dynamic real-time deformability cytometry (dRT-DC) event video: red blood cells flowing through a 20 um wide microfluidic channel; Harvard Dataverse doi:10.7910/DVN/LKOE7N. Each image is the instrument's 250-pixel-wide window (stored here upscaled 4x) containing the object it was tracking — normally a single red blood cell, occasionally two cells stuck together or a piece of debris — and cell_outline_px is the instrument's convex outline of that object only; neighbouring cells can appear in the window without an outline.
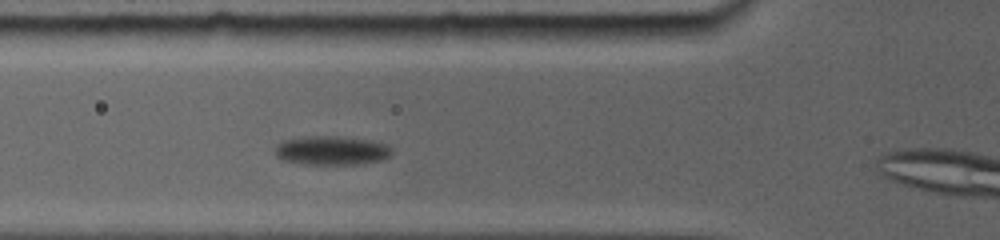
{"species": "common noctule bat (a hibernating species)", "species_latin": "Nyctalus noctula", "temperature_condition": "room temperature", "stored_images_in_passage": 7, "camera_frame_rate_fps": 5000, "um_per_image_px": 0.085, "animal": {"sex": "female", "body_mass_g": 19.0, "forearm_length_mm": 56.7}, "frame": {"image": 1, "passage_image": 3, "time_ms": 2.2, "image_size_px": [1000, 240], "cell_outline_px": [[392, 152], [388, 156], [380, 160], [364, 164], [304, 164], [284, 160], [276, 156], [276, 148], [280, 144], [288, 140], [316, 136], [360, 140], [380, 144], [388, 148]], "centroid_in_image_um": [28.14, 12.84], "position_along_channel_um": 97.7, "area_um2": 18.44}}
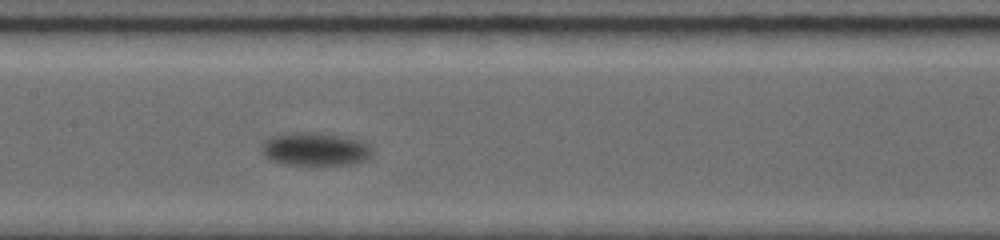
{"frame": {"image": 2, "passage_image": 5, "time_ms": 4.6, "image_size_px": [1000, 240], "cell_outline_px": [[372, 152], [364, 160], [352, 164], [284, 164], [272, 160], [264, 156], [264, 148], [272, 140], [280, 136], [332, 136], [348, 140], [360, 144], [368, 148]], "centroid_in_image_um": [26.8, 12.8], "position_along_channel_um": 180.6, "area_um2": 18.38}}
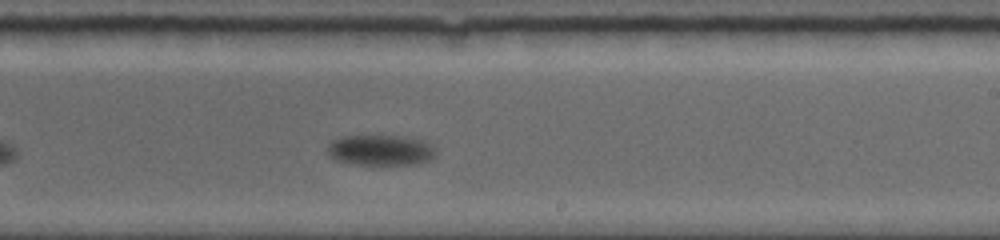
{"frame": {"image": 3, "passage_image": 7, "time_ms": 6.8, "image_size_px": [1000, 240], "cell_outline_px": [[436, 156], [432, 160], [416, 164], [352, 164], [336, 160], [328, 152], [328, 144], [332, 140], [344, 136], [404, 136], [420, 140], [432, 144], [436, 152]], "centroid_in_image_um": [32.39, 12.76], "position_along_channel_um": 256.6, "area_um2": 19.31}}